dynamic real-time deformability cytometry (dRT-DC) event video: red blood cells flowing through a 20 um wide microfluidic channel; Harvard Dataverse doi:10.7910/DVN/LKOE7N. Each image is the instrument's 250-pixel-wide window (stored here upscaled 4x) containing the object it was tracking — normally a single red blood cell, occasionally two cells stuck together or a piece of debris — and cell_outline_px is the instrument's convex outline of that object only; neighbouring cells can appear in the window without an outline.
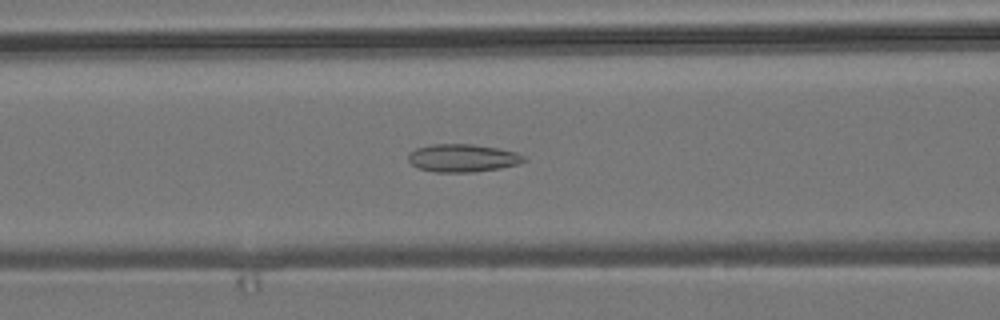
{"species": "common noctule bat (a hibernating species)", "species_latin": "Nyctalus noctula", "temperature_condition": "room temperature", "stored_images_in_passage": 54, "camera_frame_rate_fps": 3000, "um_per_image_px": 0.085, "animal": {"sex": "male", "body_mass_g": 19.2, "forearm_length_mm": 51.8}, "frame": {"image": 1, "passage_image": 21, "time_ms": 6.667, "image_size_px": [1000, 320], "cell_outline_px": [[528, 160], [516, 164], [500, 168], [472, 172], [436, 172], [416, 168], [408, 160], [408, 152], [416, 148], [432, 144], [472, 144], [496, 148], [516, 152], [524, 156]], "centroid_in_image_um": [39.28, 13.43], "position_along_channel_um": 127.3, "area_um2": 18.79}}
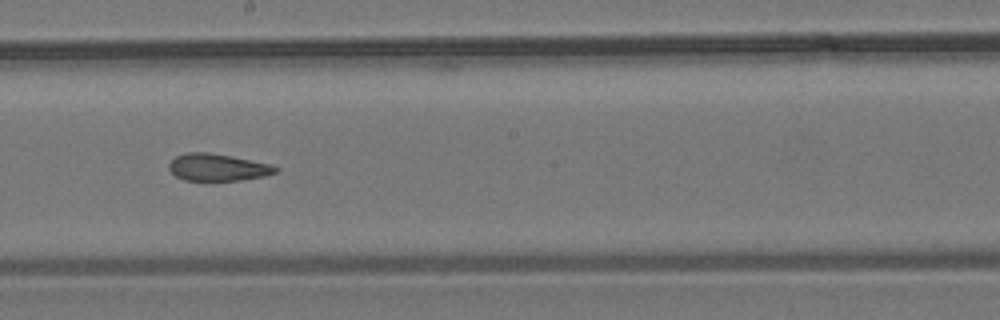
{"frame": {"image": 2, "passage_image": 29, "time_ms": 9.333, "image_size_px": [1000, 320], "cell_outline_px": [[280, 172], [264, 176], [240, 180], [184, 180], [176, 176], [168, 168], [168, 164], [176, 156], [188, 152], [208, 152], [232, 156], [272, 164], [280, 168]], "centroid_in_image_um": [18.55, 14.22], "position_along_channel_um": 229.7, "area_um2": 16.94}}
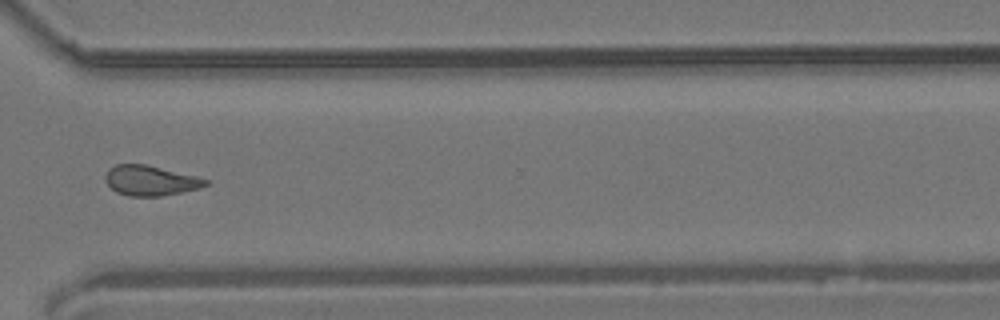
{"frame": {"image": 3, "passage_image": 39, "time_ms": 12.667, "image_size_px": [1000, 320], "cell_outline_px": [[208, 184], [200, 188], [160, 196], [128, 196], [116, 192], [104, 180], [104, 176], [108, 168], [116, 164], [144, 164], [196, 176], [208, 180]], "centroid_in_image_um": [12.74, 15.34], "position_along_channel_um": 357.9, "area_um2": 17.46}, "authors_computed_cell_mechanics": {"area_um2": 18.0625, "velocity_mm_per_s": 3.8462, "shape_relaxation_time_tau1_ms": null, "shape_relaxation_time_tau2_ms": 3.0897, "deformation_change_tau1": null, "deformation_change_tau2": 0.1142}}